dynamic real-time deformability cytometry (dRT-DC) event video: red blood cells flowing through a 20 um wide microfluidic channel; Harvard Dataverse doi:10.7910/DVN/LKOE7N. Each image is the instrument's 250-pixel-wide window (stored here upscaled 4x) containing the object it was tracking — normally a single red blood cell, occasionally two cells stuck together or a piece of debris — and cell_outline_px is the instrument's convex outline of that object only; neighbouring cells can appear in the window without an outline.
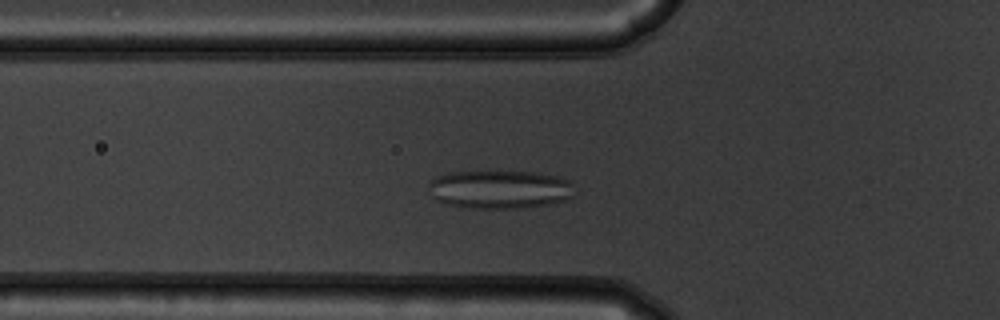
{"species": "common noctule bat (a hibernating species)", "species_latin": "Nyctalus noctula", "temperature_condition": "warm", "stored_images_in_passage": 40, "camera_frame_rate_fps": 3000, "um_per_image_px": 0.085, "animal": {"sex": "male", "body_mass_g": 19.5, "forearm_length_mm": 54.6}, "frame": {"image": 1, "passage_image": 12, "time_ms": 3.667, "image_size_px": [1000, 320], "cell_outline_px": [[572, 196], [568, 200], [548, 204], [516, 208], [464, 208], [444, 204], [436, 200], [432, 196], [428, 184], [436, 176], [448, 172], [536, 172], [560, 176], [568, 180], [572, 184]], "centroid_in_image_um": [42.46, 16.1], "position_along_channel_um": 83.3, "area_um2": 32.77}}
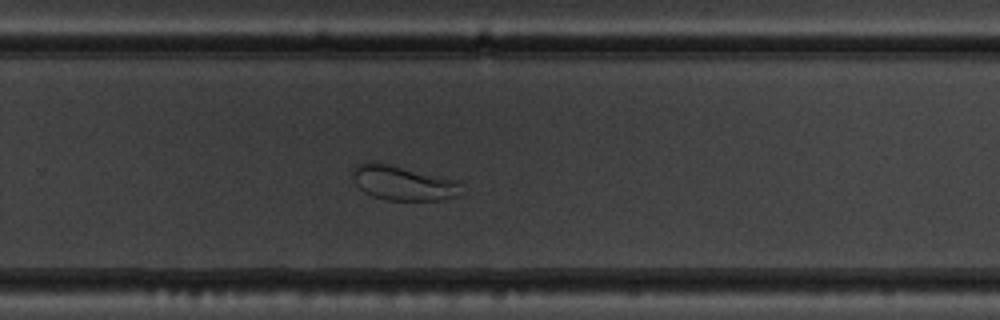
{"frame": {"image": 2, "passage_image": 29, "time_ms": 9.333, "image_size_px": [1000, 320], "cell_outline_px": [[460, 184], [456, 196], [440, 200], [384, 200], [372, 196], [364, 192], [356, 184], [352, 176], [352, 168], [356, 164], [364, 160], [376, 160], [456, 180]], "centroid_in_image_um": [34.13, 15.51], "position_along_channel_um": 295.7, "area_um2": 22.2}}
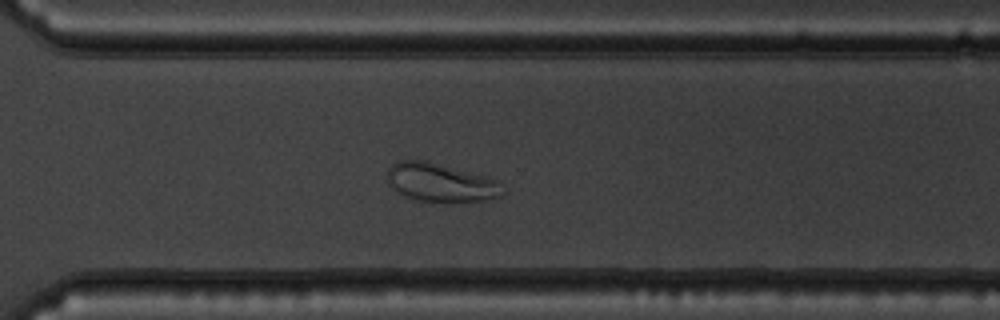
{"frame": {"image": 3, "passage_image": 32, "time_ms": 10.333, "image_size_px": [1000, 320], "cell_outline_px": [[504, 196], [488, 200], [444, 204], [416, 200], [404, 196], [396, 192], [388, 184], [388, 168], [396, 160], [424, 160], [500, 180], [504, 192]], "centroid_in_image_um": [37.48, 15.56], "position_along_channel_um": 333.1, "area_um2": 26.65}}